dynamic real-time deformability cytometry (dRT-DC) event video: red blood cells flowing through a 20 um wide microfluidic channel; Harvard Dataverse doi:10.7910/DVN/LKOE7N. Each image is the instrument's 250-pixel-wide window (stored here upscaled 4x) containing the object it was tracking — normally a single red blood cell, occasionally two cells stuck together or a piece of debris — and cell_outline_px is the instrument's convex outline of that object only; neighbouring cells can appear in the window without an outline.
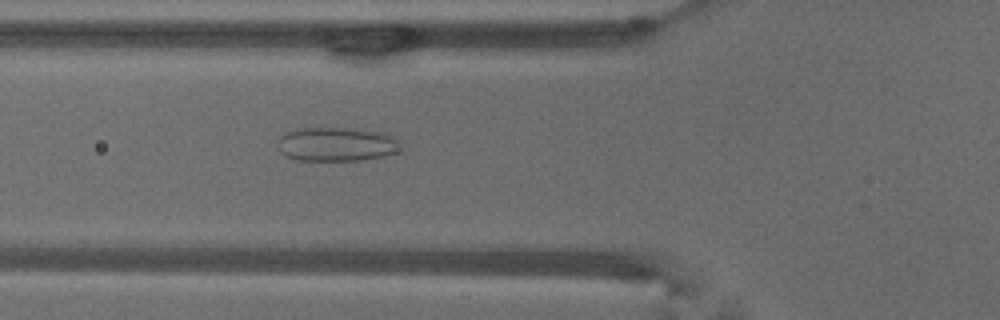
{"species": "common noctule bat (a hibernating species)", "species_latin": "Nyctalus noctula", "temperature_condition": "warm", "stored_images_in_passage": 51, "camera_frame_rate_fps": 3000, "um_per_image_px": 0.085, "animal": {"sex": "male", "body_mass_g": 18.8}, "frame": {"image": 1, "passage_image": 19, "time_ms": 6.0, "image_size_px": [1000, 320], "cell_outline_px": [[404, 152], [384, 156], [356, 160], [296, 160], [284, 156], [280, 152], [276, 144], [280, 136], [288, 132], [300, 128], [348, 128], [380, 132], [392, 136], [400, 140], [404, 148]], "centroid_in_image_um": [28.66, 12.27], "position_along_channel_um": 97.1, "area_um2": 24.74}}
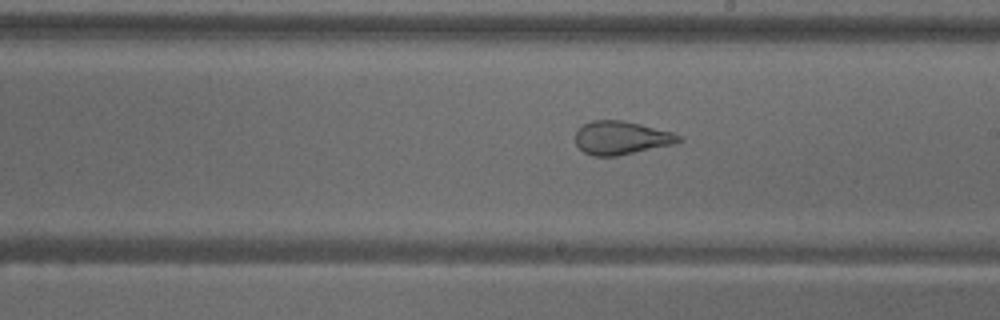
{"frame": {"image": 2, "passage_image": 30, "time_ms": 9.667, "image_size_px": [1000, 320], "cell_outline_px": [[684, 140], [672, 144], [616, 156], [592, 156], [584, 152], [576, 144], [576, 132], [584, 124], [592, 120], [624, 120], [672, 132], [680, 136]], "centroid_in_image_um": [52.79, 11.71], "position_along_channel_um": 236.2, "area_um2": 19.88}}
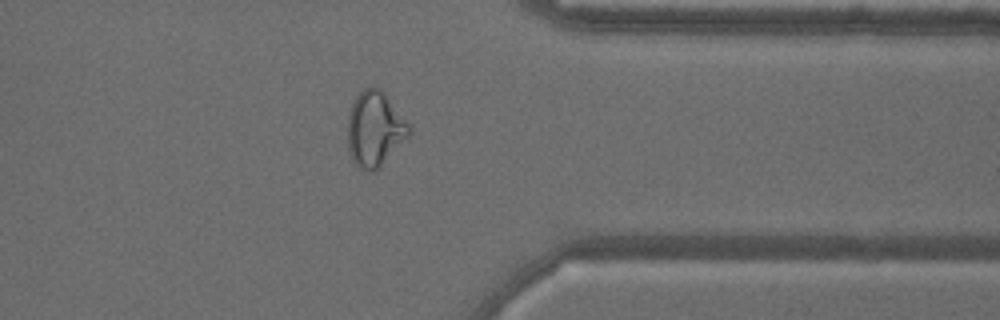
{"frame": {"image": 3, "passage_image": 42, "time_ms": 13.667, "image_size_px": [1000, 320], "cell_outline_px": [[412, 132], [376, 172], [368, 172], [360, 168], [352, 160], [348, 152], [348, 116], [352, 104], [356, 96], [368, 84], [380, 88], [412, 124]], "centroid_in_image_um": [31.88, 10.95], "position_along_channel_um": 379.5, "area_um2": 27.46}, "authors_computed_cell_mechanics": {"area_um2": 27.6862, "velocity_mm_per_s": 3.774, "shape_relaxation_time_tau1_ms": null, "shape_relaxation_time_tau2_ms": 0.8735, "deformation_change_tau1": null, "deformation_change_tau2": 0.0849}}